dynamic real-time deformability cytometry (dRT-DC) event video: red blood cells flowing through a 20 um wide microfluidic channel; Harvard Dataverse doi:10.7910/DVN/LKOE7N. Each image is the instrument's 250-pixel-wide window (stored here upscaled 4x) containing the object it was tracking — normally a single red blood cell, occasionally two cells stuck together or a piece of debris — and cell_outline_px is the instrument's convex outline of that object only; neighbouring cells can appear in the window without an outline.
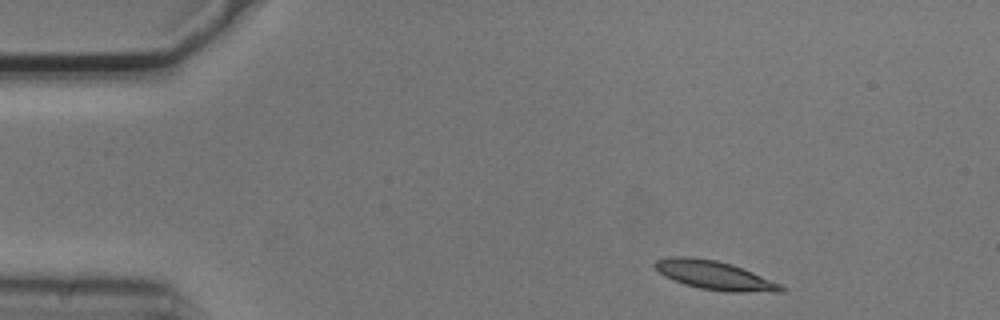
{"species": "common noctule bat (a hibernating species)", "species_latin": "Nyctalus noctula", "temperature_condition": "cold", "stored_images_in_passage": 4, "camera_frame_rate_fps": 3000, "um_per_image_px": 0.085, "animal": {"sex": "male", "body_mass_g": 20.5, "forearm_length_mm": 52.5}, "frame": {"image": 1, "passage_image": 1, "time_ms": 0.0, "image_size_px": [1000, 320], "cell_outline_px": [[784, 292], [728, 292], [700, 288], [684, 284], [664, 276], [652, 264], [656, 260], [668, 256], [688, 256], [716, 260], [732, 264], [752, 272], [780, 284], [784, 288]], "centroid_in_image_um": [60.7, 23.39], "position_along_channel_um": 24.3, "area_um2": 21.1}}
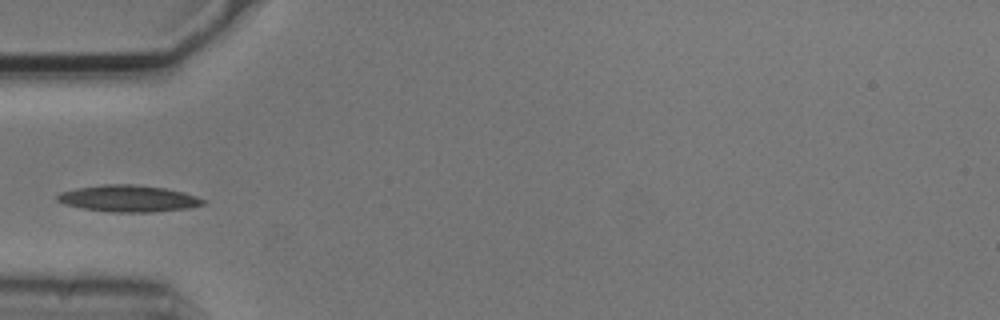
{"frame": {"image": 2, "passage_image": 4, "time_ms": 1.0, "image_size_px": [1000, 320], "cell_outline_px": [[208, 204], [188, 208], [152, 212], [108, 212], [84, 208], [64, 204], [56, 200], [56, 196], [60, 192], [76, 188], [104, 184], [132, 184], [164, 188], [196, 196], [208, 200]], "centroid_in_image_um": [10.93, 16.88], "position_along_channel_um": 74.1, "area_um2": 22.66}}